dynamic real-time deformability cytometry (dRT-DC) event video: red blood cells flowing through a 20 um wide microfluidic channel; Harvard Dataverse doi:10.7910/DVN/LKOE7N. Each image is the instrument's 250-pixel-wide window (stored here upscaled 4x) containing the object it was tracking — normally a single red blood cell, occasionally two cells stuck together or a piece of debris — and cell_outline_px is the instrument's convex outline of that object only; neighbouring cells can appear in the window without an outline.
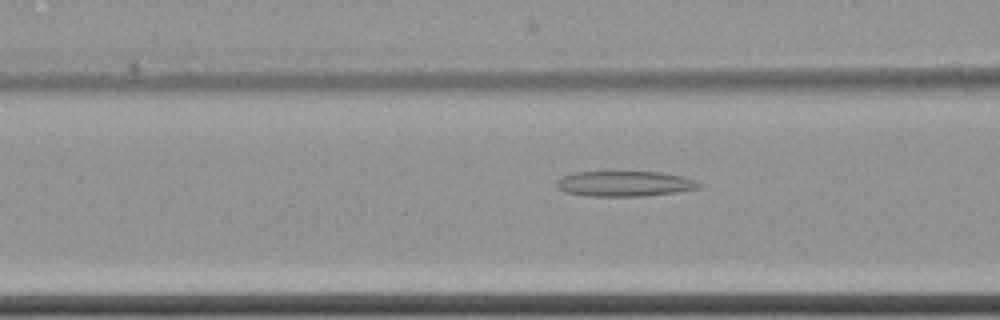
{"species": "common noctule bat (a hibernating species)", "species_latin": "Nyctalus noctula", "temperature_condition": "cold", "stored_images_in_passage": 42, "camera_frame_rate_fps": 3000, "um_per_image_px": 0.085, "animal": {"sex": "female", "body_mass_g": 22.7, "forearm_length_mm": 54.2}, "frame": {"image": 1, "passage_image": 7, "time_ms": 2.0, "image_size_px": [1000, 320], "cell_outline_px": [[704, 184], [696, 188], [676, 192], [644, 196], [592, 196], [564, 192], [556, 184], [556, 180], [564, 176], [576, 172], [664, 172], [684, 176], [696, 180]], "centroid_in_image_um": [53.14, 15.61], "position_along_channel_um": 113.5, "area_um2": 20.98}}
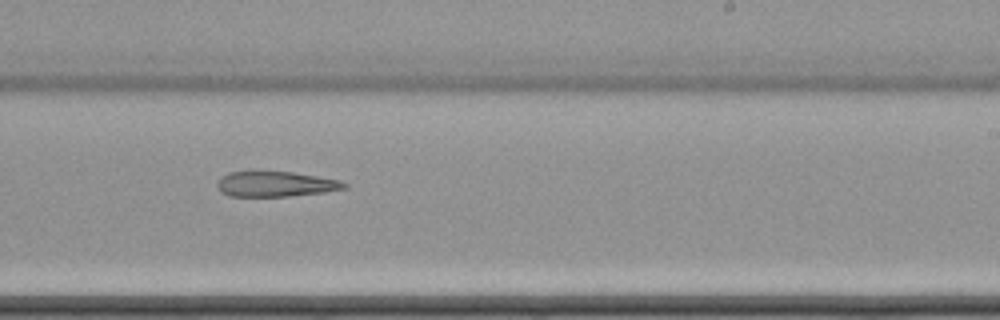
{"frame": {"image": 2, "passage_image": 20, "time_ms": 6.333, "image_size_px": [1000, 320], "cell_outline_px": [[348, 188], [324, 192], [288, 196], [228, 196], [220, 192], [216, 184], [220, 176], [228, 172], [292, 172], [340, 180], [348, 184]], "centroid_in_image_um": [23.41, 15.65], "position_along_channel_um": 265.6, "area_um2": 18.67}}
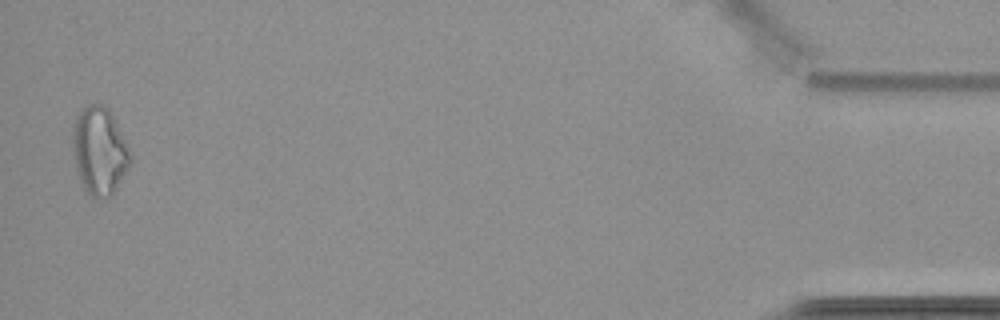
{"frame": {"image": 3, "passage_image": 41, "time_ms": 13.333, "image_size_px": [1000, 320], "cell_outline_px": [[132, 164], [116, 188], [104, 200], [96, 200], [84, 188], [80, 180], [76, 168], [72, 152], [72, 128], [76, 116], [88, 104], [104, 104], [108, 108], [128, 144], [132, 156]], "centroid_in_image_um": [8.46, 12.83], "position_along_channel_um": 426.7, "area_um2": 29.82}}